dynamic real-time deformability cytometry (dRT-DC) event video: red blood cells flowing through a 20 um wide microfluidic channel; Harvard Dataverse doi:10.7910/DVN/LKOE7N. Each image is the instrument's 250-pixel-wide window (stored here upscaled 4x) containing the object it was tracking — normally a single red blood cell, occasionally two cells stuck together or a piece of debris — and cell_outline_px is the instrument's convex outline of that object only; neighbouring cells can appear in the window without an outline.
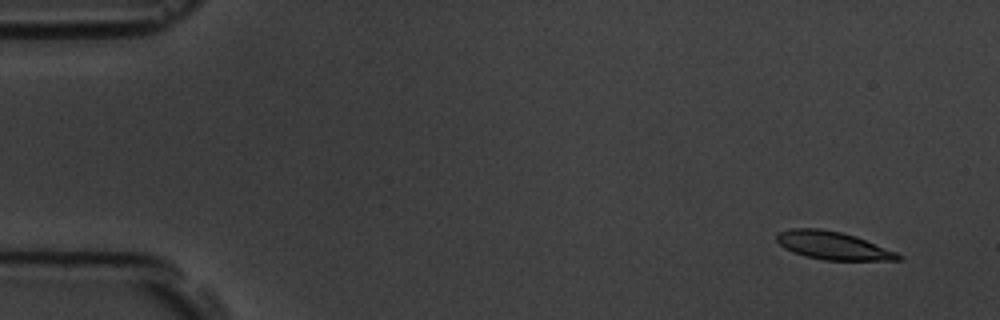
{"species": "common noctule bat (a hibernating species)", "species_latin": "Nyctalus noctula", "temperature_condition": "room temperature", "stored_images_in_passage": 5, "camera_frame_rate_fps": 3000, "um_per_image_px": 0.085, "animal": {"sex": "male", "body_mass_g": 19.5, "forearm_length_mm": 54.6}, "frame": {"image": 1, "passage_image": 1, "time_ms": 0.0, "image_size_px": [1000, 320], "cell_outline_px": [[904, 256], [900, 260], [824, 260], [804, 256], [792, 252], [784, 248], [776, 240], [776, 236], [780, 232], [792, 228], [820, 228], [840, 232], [856, 236], [896, 252]], "centroid_in_image_um": [70.79, 20.87], "position_along_channel_um": 14.2, "area_um2": 19.77}}
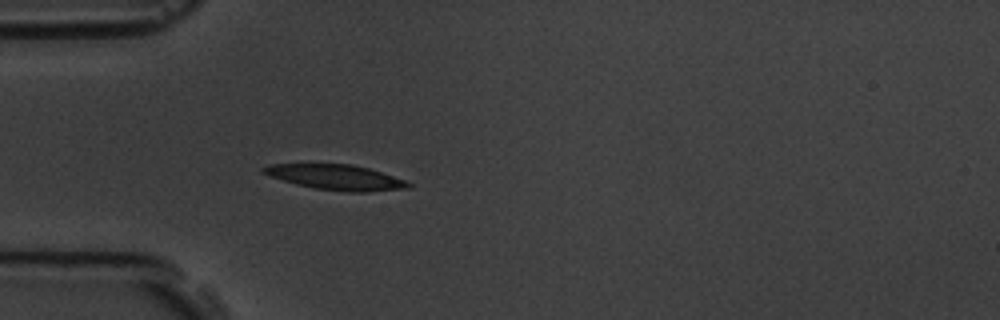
{"frame": {"image": 2, "passage_image": 5, "time_ms": 4.333, "image_size_px": [1000, 320], "cell_outline_px": [[412, 188], [368, 192], [348, 192], [316, 188], [296, 184], [260, 172], [260, 168], [268, 164], [352, 164], [368, 168], [404, 180], [412, 184]], "centroid_in_image_um": [28.56, 15.07], "position_along_channel_um": 56.4, "area_um2": 21.15}}